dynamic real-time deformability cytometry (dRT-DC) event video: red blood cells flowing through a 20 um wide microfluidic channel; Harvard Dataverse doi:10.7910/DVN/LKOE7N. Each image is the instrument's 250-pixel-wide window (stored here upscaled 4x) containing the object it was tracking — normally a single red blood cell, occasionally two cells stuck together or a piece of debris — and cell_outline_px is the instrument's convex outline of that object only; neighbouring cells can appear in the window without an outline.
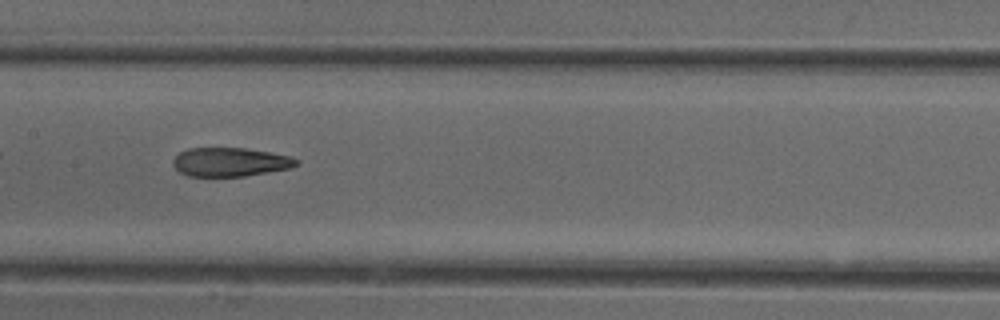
{"species": "common noctule bat (a hibernating species)", "species_latin": "Nyctalus noctula", "temperature_condition": "cold", "stored_images_in_passage": 22, "camera_frame_rate_fps": 3000, "um_per_image_px": 0.085, "animal": {"sex": "female"}, "frame": {"image": 1, "passage_image": 12, "time_ms": 3.667, "image_size_px": [1000, 320], "cell_outline_px": [[300, 164], [292, 168], [244, 176], [188, 176], [180, 172], [172, 164], [172, 160], [180, 152], [188, 148], [244, 148], [292, 156], [300, 160]], "centroid_in_image_um": [19.6, 13.77], "position_along_channel_um": 187.8, "area_um2": 20.81}}
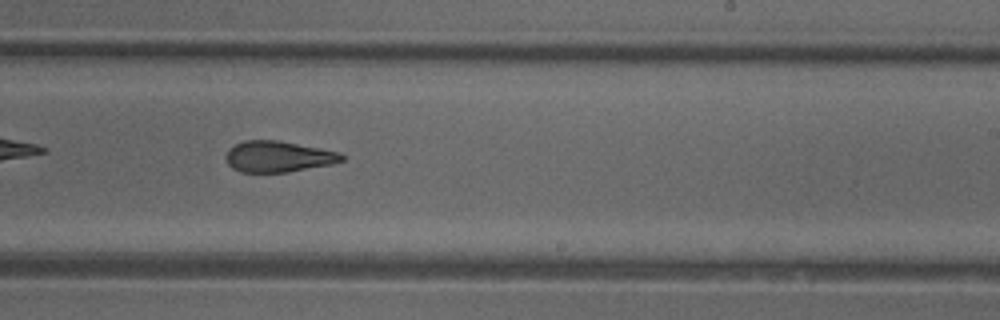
{"frame": {"image": 2, "passage_image": 18, "time_ms": 5.667, "image_size_px": [1000, 320], "cell_outline_px": [[344, 160], [332, 164], [288, 172], [240, 172], [232, 168], [228, 164], [224, 156], [228, 148], [244, 140], [276, 140], [320, 148], [340, 152], [344, 156]], "centroid_in_image_um": [23.62, 13.31], "position_along_channel_um": 265.4, "area_um2": 21.04}}
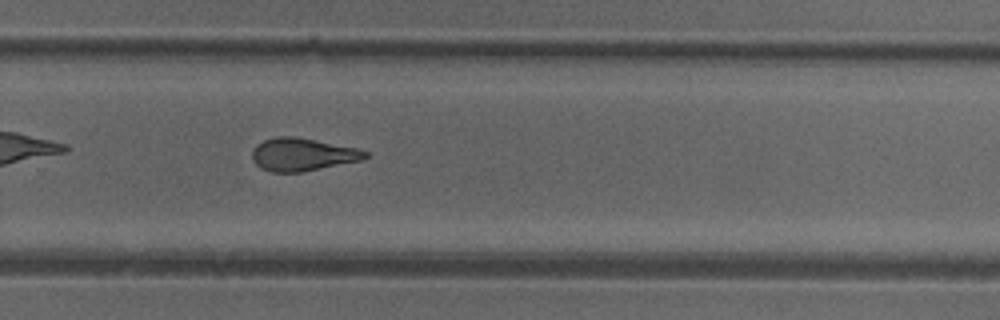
{"frame": {"image": 3, "passage_image": 21, "time_ms": 6.667, "image_size_px": [1000, 320], "cell_outline_px": [[368, 156], [364, 160], [300, 172], [272, 172], [260, 168], [252, 160], [252, 152], [256, 144], [264, 140], [276, 136], [292, 136], [356, 148], [368, 152]], "centroid_in_image_um": [25.69, 13.14], "position_along_channel_um": 304.1, "area_um2": 21.5}}